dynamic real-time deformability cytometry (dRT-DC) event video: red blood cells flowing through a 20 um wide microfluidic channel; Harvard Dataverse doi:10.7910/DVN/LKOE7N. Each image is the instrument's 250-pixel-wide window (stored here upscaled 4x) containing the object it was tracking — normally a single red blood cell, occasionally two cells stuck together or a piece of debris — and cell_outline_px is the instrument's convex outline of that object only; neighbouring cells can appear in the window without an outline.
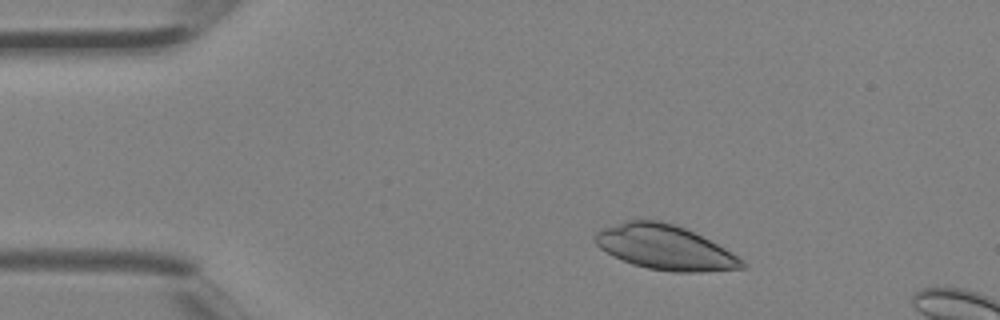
{"species": "Egyptian fruit bat (a non-hibernating species)", "species_latin": "Rousettus aegyptiacus", "temperature_condition": "room temperature", "stored_images_in_passage": 2, "camera_frame_rate_fps": 3000, "um_per_image_px": 0.085, "animal": {"sex": "female"}, "frame": {"image": 1, "passage_image": 1, "time_ms": 0.0, "image_size_px": [1000, 320], "cell_outline_px": [[748, 268], [696, 272], [672, 272], [648, 268], [632, 264], [612, 256], [600, 248], [596, 244], [596, 232], [604, 228], [624, 220], [660, 220], [684, 228], [724, 248], [744, 260]], "centroid_in_image_um": [56.52, 21.04], "position_along_channel_um": 28.5, "area_um2": 37.86}}